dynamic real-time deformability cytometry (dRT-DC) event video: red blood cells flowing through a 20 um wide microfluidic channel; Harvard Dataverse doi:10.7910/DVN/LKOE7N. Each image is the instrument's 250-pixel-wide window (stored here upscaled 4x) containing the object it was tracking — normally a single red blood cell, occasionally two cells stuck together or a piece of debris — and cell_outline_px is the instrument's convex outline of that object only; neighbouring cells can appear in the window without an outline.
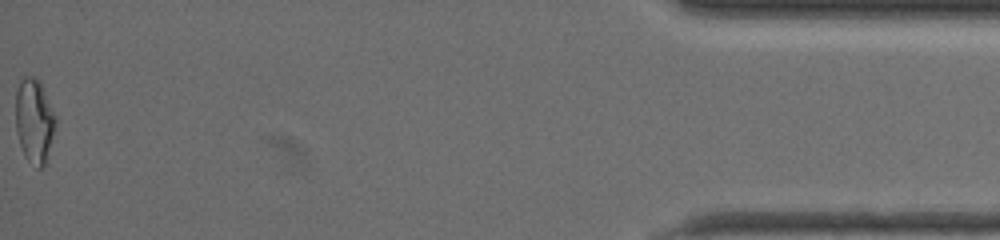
{"species": "common noctule bat (a hibernating species)", "species_latin": "Nyctalus noctula", "temperature_condition": "warm", "stored_images_in_passage": 39, "camera_frame_rate_fps": 3000, "um_per_image_px": 0.085, "animal": {"sex": "female", "body_mass_g": 19.5, "forearm_length_mm": 54.1}, "frame": {"image": 1, "passage_image": 39, "time_ms": 12.667, "image_size_px": [1000, 240], "cell_outline_px": [[56, 124], [44, 164], [40, 168], [36, 168], [24, 156], [16, 132], [16, 92], [20, 80], [24, 76], [36, 76], [56, 116]], "centroid_in_image_um": [2.89, 10.25], "position_along_channel_um": 432.3, "area_um2": 19.31}, "authors_computed_cell_mechanics": {"area_um2": 17.8024, "velocity_mm_per_s": 3.6053, "shape_relaxation_time_tau1_ms": null, "shape_relaxation_time_tau2_ms": 1.3759, "deformation_change_tau1": null, "deformation_change_tau2": 0.0722}}